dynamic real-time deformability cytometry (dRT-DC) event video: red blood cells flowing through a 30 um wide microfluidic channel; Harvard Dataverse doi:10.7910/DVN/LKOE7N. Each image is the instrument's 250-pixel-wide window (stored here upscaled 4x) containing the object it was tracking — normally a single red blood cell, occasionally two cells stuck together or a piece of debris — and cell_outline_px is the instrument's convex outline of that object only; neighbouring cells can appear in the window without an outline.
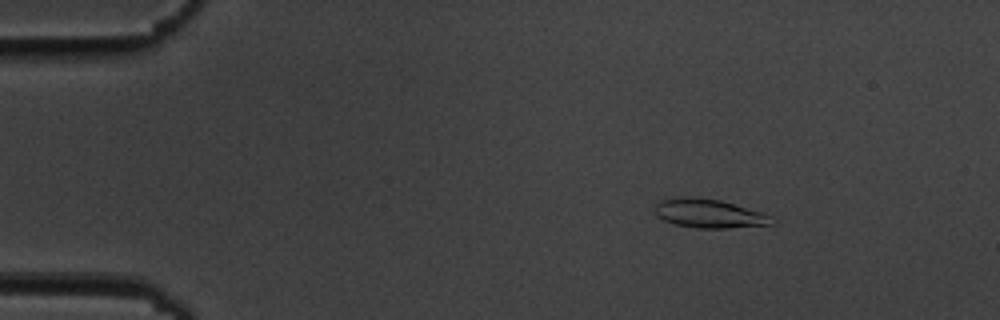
{"species": "common noctule bat (a hibernating species)", "species_latin": "Nyctalus noctula", "temperature_condition": "cold", "stored_images_in_passage": 47, "camera_frame_rate_fps": 3000, "um_per_image_px": 0.085, "animal": {"sex": "male", "body_mass_g": 19.5, "forearm_length_mm": 54.6}, "frame": {"image": 1, "passage_image": 1, "time_ms": 0.0, "image_size_px": [1000, 320], "cell_outline_px": [[776, 224], [728, 228], [696, 228], [676, 224], [664, 220], [656, 216], [656, 204], [660, 200], [720, 200], [764, 212], [772, 216], [776, 220]], "centroid_in_image_um": [60.43, 18.21], "position_along_channel_um": 24.6, "area_um2": 18.9}}
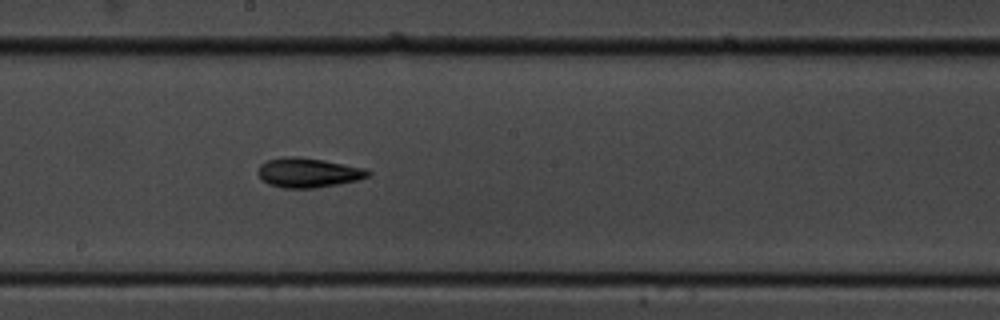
{"frame": {"image": 2, "passage_image": 23, "time_ms": 7.333, "image_size_px": [1000, 320], "cell_outline_px": [[372, 172], [368, 176], [356, 180], [316, 188], [284, 188], [268, 184], [256, 172], [260, 164], [268, 160], [284, 156], [296, 156], [324, 160], [364, 168]], "centroid_in_image_um": [26.16, 14.67], "position_along_channel_um": 222.0, "area_um2": 18.84}}
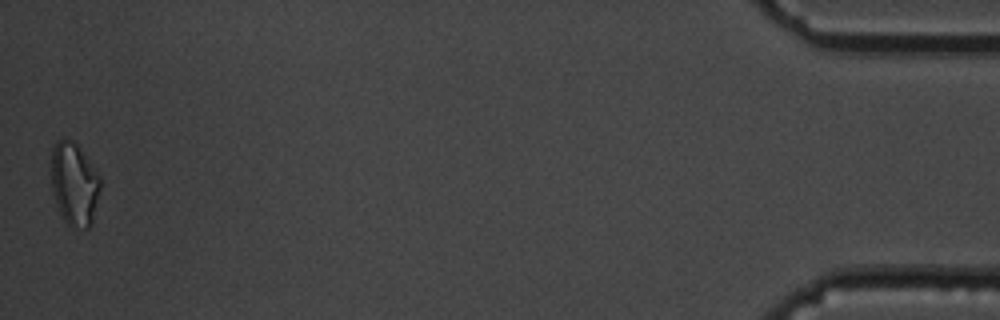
{"frame": {"image": 3, "passage_image": 47, "time_ms": 15.333, "image_size_px": [1000, 320], "cell_outline_px": [[100, 188], [92, 224], [88, 228], [72, 228], [64, 220], [56, 204], [52, 192], [52, 148], [56, 140], [64, 136], [72, 140], [80, 148], [100, 176]], "centroid_in_image_um": [6.31, 15.62], "position_along_channel_um": 428.9, "area_um2": 23.87}, "authors_computed_cell_mechanics": {"area_um2": 18.5538, "velocity_mm_per_s": 3.6829, "shape_relaxation_time_tau1_ms": 2.421, "shape_relaxation_time_tau2_ms": 5.5115, "deformation_change_tau1": 0.0967, "deformation_change_tau2": 0.1436}}